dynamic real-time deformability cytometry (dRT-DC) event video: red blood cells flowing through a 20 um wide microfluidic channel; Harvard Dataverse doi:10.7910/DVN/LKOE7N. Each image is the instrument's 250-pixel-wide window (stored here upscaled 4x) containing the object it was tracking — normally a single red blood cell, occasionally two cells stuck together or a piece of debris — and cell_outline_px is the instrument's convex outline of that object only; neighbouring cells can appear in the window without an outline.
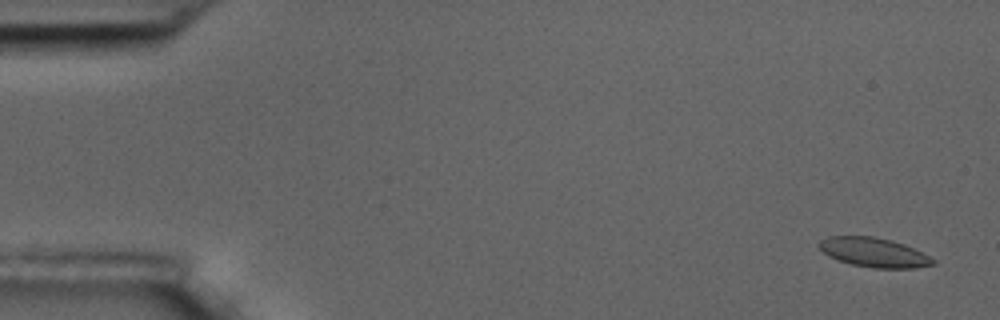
{"species": "common noctule bat (a hibernating species)", "species_latin": "Nyctalus noctula", "temperature_condition": "room temperature", "stored_images_in_passage": 16, "camera_frame_rate_fps": 3000, "um_per_image_px": 0.085, "animal": {"sex": "male", "body_mass_g": 17.5, "forearm_length_mm": 52.3}, "frame": {"image": 1, "passage_image": 3, "time_ms": 0.667, "image_size_px": [1000, 320], "cell_outline_px": [[936, 264], [916, 268], [872, 268], [852, 264], [828, 256], [816, 244], [820, 240], [828, 236], [872, 236], [892, 240], [904, 244], [936, 260]], "centroid_in_image_um": [74.27, 21.45], "position_along_channel_um": 10.7, "area_um2": 19.42}}